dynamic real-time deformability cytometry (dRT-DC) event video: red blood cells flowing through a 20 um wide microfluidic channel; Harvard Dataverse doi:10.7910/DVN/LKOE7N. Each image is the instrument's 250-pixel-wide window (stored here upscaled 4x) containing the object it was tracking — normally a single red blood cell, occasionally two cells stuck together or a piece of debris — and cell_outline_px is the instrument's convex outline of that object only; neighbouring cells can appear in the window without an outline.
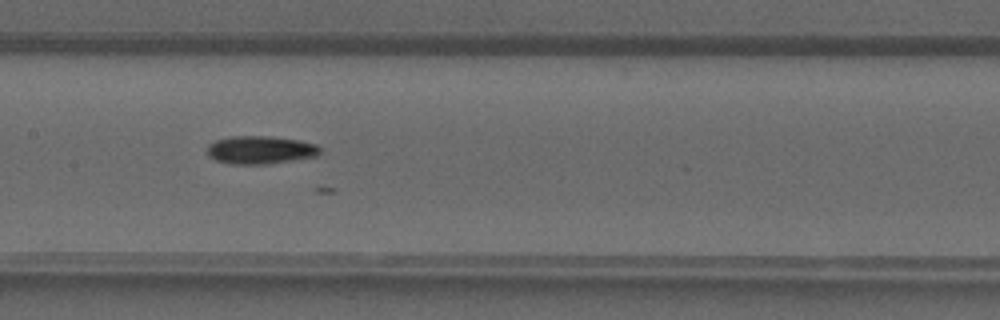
{"species": "common noctule bat (a hibernating species)", "species_latin": "Nyctalus noctula", "temperature_condition": "warm", "stored_images_in_passage": 34, "camera_frame_rate_fps": 3000, "um_per_image_px": 0.085, "animal": {"sex": "male", "forearm_length_mm": 52.5}, "frame": {"image": 1, "passage_image": 21, "time_ms": 6.667, "image_size_px": [1000, 320], "cell_outline_px": [[320, 152], [316, 156], [268, 164], [228, 164], [216, 160], [208, 156], [208, 144], [216, 140], [232, 136], [268, 136], [300, 140], [316, 144], [320, 148]], "centroid_in_image_um": [22.12, 12.74], "position_along_channel_um": 185.3, "area_um2": 18.44}}
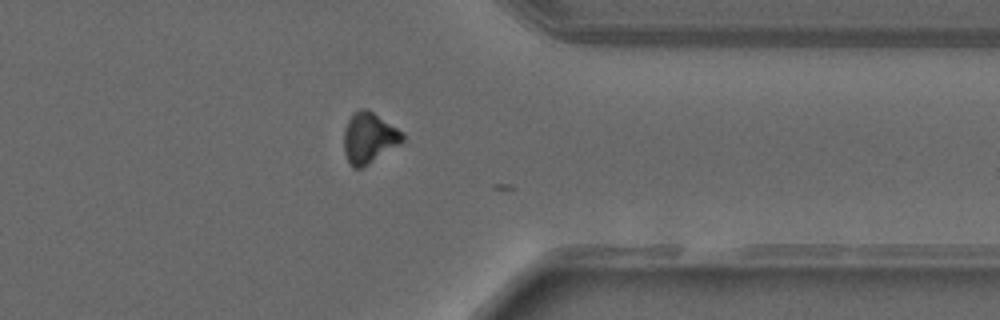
{"frame": {"image": 2, "passage_image": 33, "time_ms": 10.667, "image_size_px": [1000, 320], "cell_outline_px": [[404, 140], [400, 144], [360, 168], [352, 168], [348, 164], [344, 152], [344, 128], [352, 112], [360, 108], [368, 108], [404, 132]], "centroid_in_image_um": [31.35, 11.68], "position_along_channel_um": 380.1, "area_um2": 17.51}}